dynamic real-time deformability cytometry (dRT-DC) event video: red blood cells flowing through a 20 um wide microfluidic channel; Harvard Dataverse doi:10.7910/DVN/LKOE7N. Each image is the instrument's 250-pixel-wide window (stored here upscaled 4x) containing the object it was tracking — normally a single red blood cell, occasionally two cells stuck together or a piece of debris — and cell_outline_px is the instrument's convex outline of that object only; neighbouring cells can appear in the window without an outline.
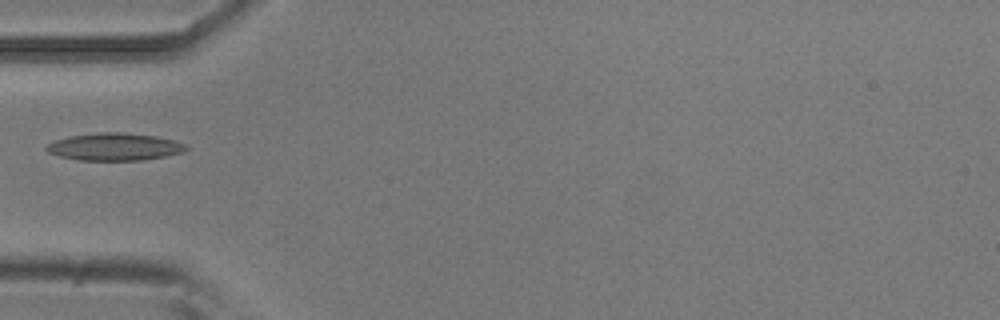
{"species": "common noctule bat (a hibernating species)", "species_latin": "Nyctalus noctula", "temperature_condition": "room temperature", "stored_images_in_passage": 6, "camera_frame_rate_fps": 3000, "um_per_image_px": 0.085, "animal": {"sex": "male", "body_mass_g": 20.5, "forearm_length_mm": 52.5}, "frame": {"image": 1, "passage_image": 6, "time_ms": 1.667, "image_size_px": [1000, 320], "cell_outline_px": [[188, 148], [184, 152], [144, 160], [80, 160], [60, 156], [48, 152], [44, 148], [48, 144], [56, 140], [72, 136], [100, 132], [120, 132], [156, 136], [176, 140], [184, 144]], "centroid_in_image_um": [9.77, 12.48], "position_along_channel_um": 75.2, "area_um2": 22.14}}